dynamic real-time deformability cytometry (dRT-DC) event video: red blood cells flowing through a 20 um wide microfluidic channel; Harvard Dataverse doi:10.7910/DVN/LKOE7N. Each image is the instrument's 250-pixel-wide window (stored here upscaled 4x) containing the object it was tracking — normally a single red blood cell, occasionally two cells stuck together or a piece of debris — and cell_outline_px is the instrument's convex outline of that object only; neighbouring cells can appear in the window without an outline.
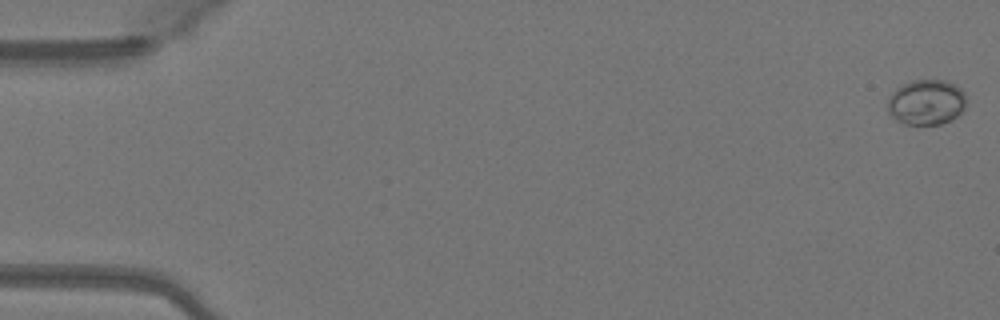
{"species": "Egyptian fruit bat (a non-hibernating species)", "species_latin": "Rousettus aegyptiacus", "temperature_condition": "warm", "stored_images_in_passage": 50, "camera_frame_rate_fps": 3000, "um_per_image_px": 0.085, "animal": {"sex": "female"}, "frame": {"image": 1, "passage_image": 1, "time_ms": 0.0, "image_size_px": [1000, 320], "cell_outline_px": [[968, 100], [964, 108], [952, 120], [940, 124], [904, 124], [896, 120], [888, 112], [888, 100], [892, 92], [896, 88], [912, 80], [944, 80], [956, 84], [964, 92]], "centroid_in_image_um": [78.76, 8.68], "position_along_channel_um": 6.2, "area_um2": 20.92}}
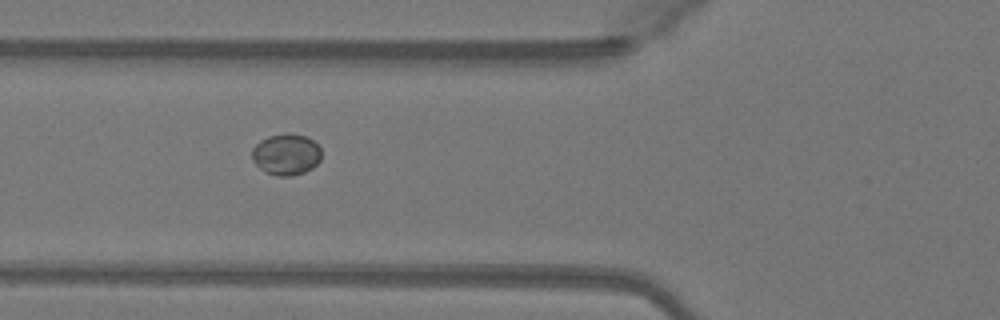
{"frame": {"image": 2, "passage_image": 19, "time_ms": 6.0, "image_size_px": [1000, 320], "cell_outline_px": [[320, 160], [312, 168], [304, 172], [292, 176], [276, 176], [264, 172], [252, 160], [252, 148], [260, 140], [268, 136], [284, 132], [288, 132], [308, 136], [320, 148]], "centroid_in_image_um": [24.31, 13.11], "position_along_channel_um": 101.5, "area_um2": 16.94}}
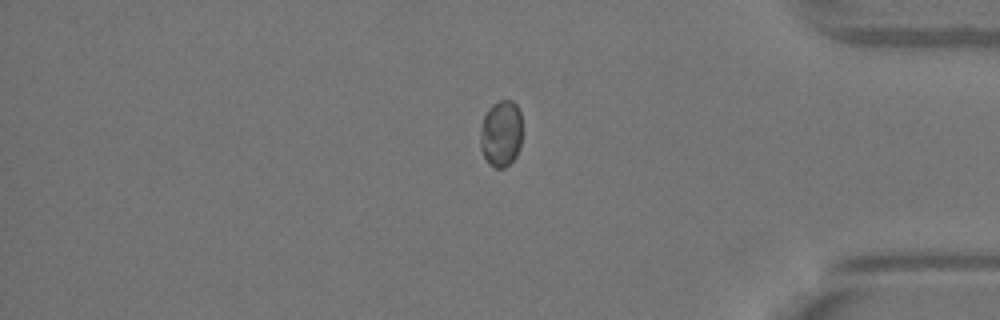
{"frame": {"image": 3, "passage_image": 42, "time_ms": 13.667, "image_size_px": [1000, 320], "cell_outline_px": [[520, 148], [516, 156], [504, 168], [496, 168], [488, 164], [480, 148], [480, 128], [484, 116], [488, 108], [492, 104], [500, 100], [512, 100], [516, 104], [520, 112]], "centroid_in_image_um": [42.56, 11.35], "position_along_channel_um": 392.6, "area_um2": 16.3}}